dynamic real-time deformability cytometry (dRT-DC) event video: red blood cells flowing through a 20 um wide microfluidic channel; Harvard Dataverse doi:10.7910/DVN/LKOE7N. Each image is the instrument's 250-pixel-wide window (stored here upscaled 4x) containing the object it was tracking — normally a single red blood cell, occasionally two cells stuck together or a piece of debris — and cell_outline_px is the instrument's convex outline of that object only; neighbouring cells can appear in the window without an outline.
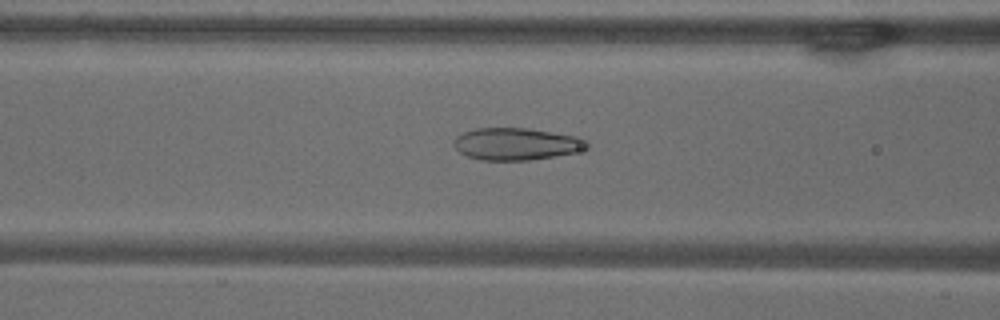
{"species": "common noctule bat (a hibernating species)", "species_latin": "Nyctalus noctula", "temperature_condition": "warm", "stored_images_in_passage": 49, "camera_frame_rate_fps": 3000, "um_per_image_px": 0.085, "animal": {"sex": "male", "body_mass_g": 18.8}, "frame": {"image": 1, "passage_image": 16, "time_ms": 5.0, "image_size_px": [1000, 320], "cell_outline_px": [[588, 148], [556, 156], [528, 160], [480, 160], [468, 156], [460, 152], [452, 144], [452, 140], [456, 136], [464, 132], [476, 128], [528, 128], [580, 136], [588, 140]], "centroid_in_image_um": [43.89, 12.22], "position_along_channel_um": 122.7, "area_um2": 25.09}}
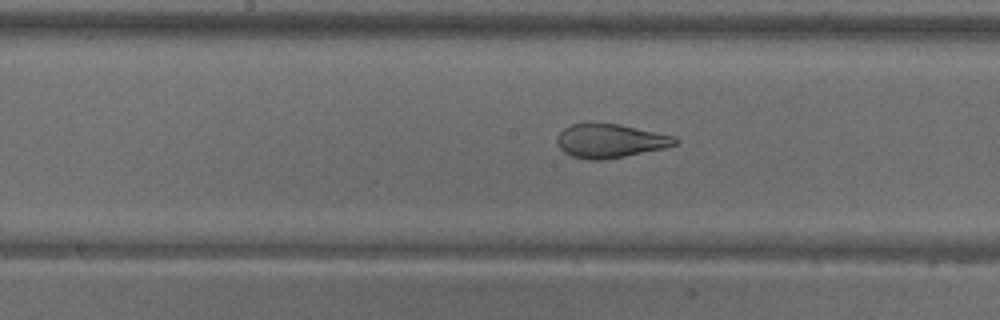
{"frame": {"image": 2, "passage_image": 22, "time_ms": 7.0, "image_size_px": [1000, 320], "cell_outline_px": [[680, 140], [676, 144], [664, 148], [624, 156], [600, 160], [588, 160], [572, 156], [564, 152], [560, 148], [556, 140], [556, 136], [564, 128], [572, 124], [588, 120], [592, 120], [620, 124], [676, 136]], "centroid_in_image_um": [51.83, 11.93], "position_along_channel_um": 196.4, "area_um2": 23.87}}
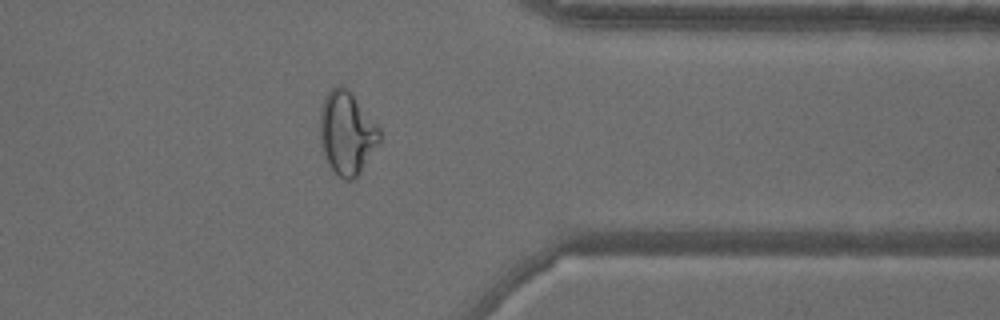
{"frame": {"image": 3, "passage_image": 38, "time_ms": 12.333, "image_size_px": [1000, 320], "cell_outline_px": [[380, 140], [360, 172], [352, 180], [344, 180], [328, 164], [320, 144], [320, 108], [324, 96], [336, 84], [340, 84], [348, 88], [352, 92], [380, 128]], "centroid_in_image_um": [29.46, 11.25], "position_along_channel_um": 381.9, "area_um2": 28.9}, "authors_computed_cell_mechanics": {"area_um2": 28.4954, "velocity_mm_per_s": 3.6652, "shape_relaxation_time_tau1_ms": null, "shape_relaxation_time_tau2_ms": 1.0518, "deformation_change_tau1": null, "deformation_change_tau2": 0.0882}}